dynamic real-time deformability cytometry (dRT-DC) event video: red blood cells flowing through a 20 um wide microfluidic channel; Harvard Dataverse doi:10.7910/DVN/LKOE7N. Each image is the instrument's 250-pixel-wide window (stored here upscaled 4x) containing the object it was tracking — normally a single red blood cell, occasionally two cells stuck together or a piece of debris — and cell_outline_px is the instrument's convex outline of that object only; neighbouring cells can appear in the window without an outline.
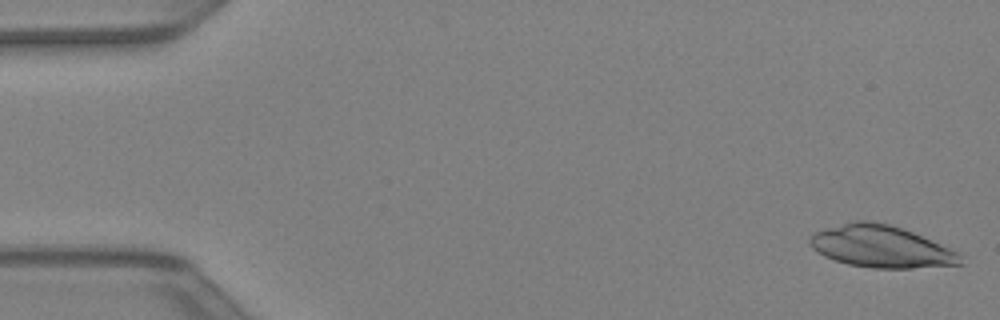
{"species": "Egyptian fruit bat (a non-hibernating species)", "species_latin": "Rousettus aegyptiacus", "temperature_condition": "warm", "stored_images_in_passage": 12, "camera_frame_rate_fps": 3000, "um_per_image_px": 0.085, "animal": {"sex": "female"}, "frame": {"image": 1, "passage_image": 1, "time_ms": 0.0, "image_size_px": [1000, 320], "cell_outline_px": [[964, 264], [912, 268], [872, 268], [848, 264], [824, 256], [812, 248], [808, 240], [816, 232], [824, 228], [856, 220], [864, 220], [888, 224], [912, 232], [960, 252]], "centroid_in_image_um": [74.91, 20.96], "position_along_channel_um": 10.1, "area_um2": 36.65}}